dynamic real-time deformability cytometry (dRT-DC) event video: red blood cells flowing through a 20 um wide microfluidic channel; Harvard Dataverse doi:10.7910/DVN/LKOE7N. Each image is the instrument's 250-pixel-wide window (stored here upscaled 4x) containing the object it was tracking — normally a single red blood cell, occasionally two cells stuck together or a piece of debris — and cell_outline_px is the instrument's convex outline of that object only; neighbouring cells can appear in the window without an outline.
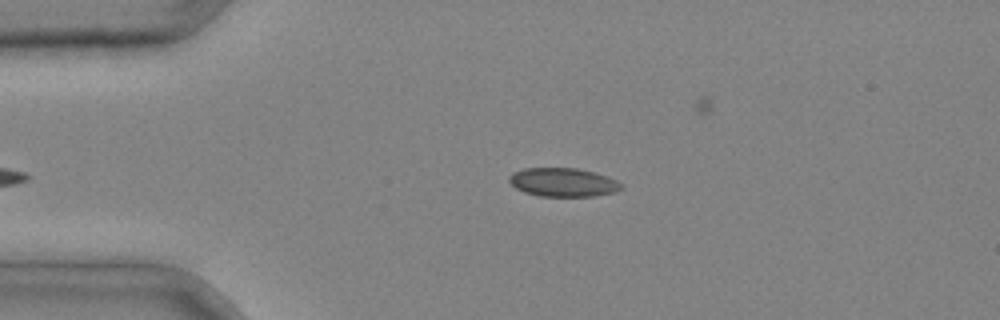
{"species": "common noctule bat (a hibernating species)", "species_latin": "Nyctalus noctula", "temperature_condition": "cold", "stored_images_in_passage": 3, "camera_frame_rate_fps": 3000, "um_per_image_px": 0.085, "animal": {"sex": "male", "body_mass_g": 20.4}, "frame": {"image": 1, "passage_image": 3, "time_ms": 0.667, "image_size_px": [1000, 320], "cell_outline_px": [[624, 188], [612, 192], [592, 196], [540, 196], [524, 192], [516, 188], [508, 180], [508, 176], [512, 172], [524, 168], [576, 168], [608, 176], [624, 184]], "centroid_in_image_um": [47.85, 15.49], "position_along_channel_um": 37.2, "area_um2": 18.73}}